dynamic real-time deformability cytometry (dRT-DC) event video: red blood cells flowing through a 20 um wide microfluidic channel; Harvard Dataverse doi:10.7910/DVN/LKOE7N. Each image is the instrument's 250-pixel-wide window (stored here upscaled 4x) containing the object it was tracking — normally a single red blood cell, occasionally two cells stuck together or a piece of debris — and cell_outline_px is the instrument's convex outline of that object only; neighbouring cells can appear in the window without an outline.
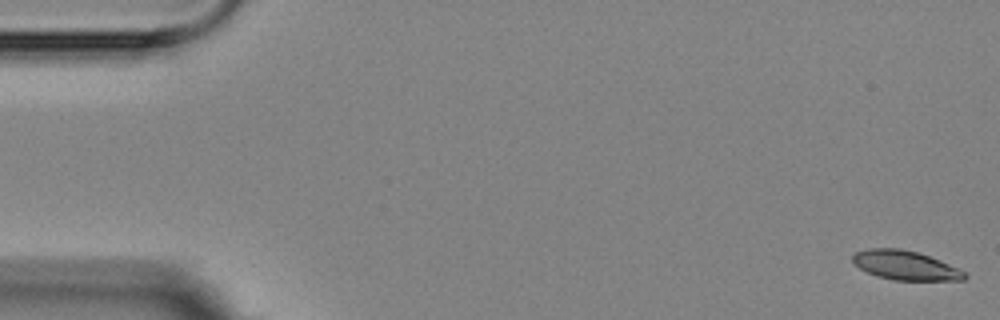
{"species": "Egyptian fruit bat (a non-hibernating species)", "species_latin": "Rousettus aegyptiacus", "temperature_condition": "room temperature", "stored_images_in_passage": 6, "camera_frame_rate_fps": 3000, "um_per_image_px": 0.085, "animal": {"sex": "female"}, "frame": {"image": 1, "passage_image": 1, "time_ms": 0.0, "image_size_px": [1000, 320], "cell_outline_px": [[968, 276], [964, 280], [892, 280], [876, 276], [860, 268], [852, 260], [852, 256], [856, 252], [868, 248], [900, 248], [920, 252], [960, 268]], "centroid_in_image_um": [76.98, 22.55], "position_along_channel_um": 8.0, "area_um2": 19.19}}
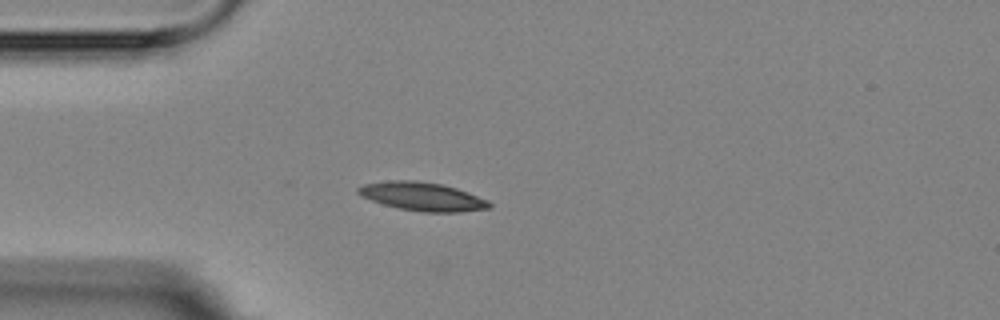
{"frame": {"image": 2, "passage_image": 5, "time_ms": 4.667, "image_size_px": [1000, 320], "cell_outline_px": [[492, 208], [460, 212], [420, 212], [396, 208], [360, 196], [356, 192], [356, 188], [364, 184], [388, 180], [416, 180], [440, 184], [456, 188], [468, 192], [488, 200], [492, 204]], "centroid_in_image_um": [35.89, 16.71], "position_along_channel_um": 49.1, "area_um2": 21.96}}